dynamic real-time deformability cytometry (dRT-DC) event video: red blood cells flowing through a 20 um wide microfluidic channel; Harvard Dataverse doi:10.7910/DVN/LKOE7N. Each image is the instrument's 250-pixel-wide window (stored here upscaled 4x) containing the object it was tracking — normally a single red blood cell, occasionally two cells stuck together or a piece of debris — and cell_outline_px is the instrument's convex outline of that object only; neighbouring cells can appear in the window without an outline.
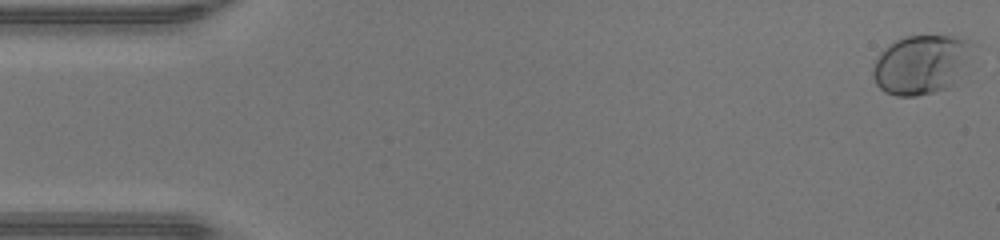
{"species": "human", "species_latin": "Homo sapiens", "temperature_condition": "warm", "stored_images_in_passage": 48, "camera_frame_rate_fps": 3000, "um_per_image_px": 0.085, "donor": {"sex": "male"}, "frame": {"image": 1, "passage_image": 1, "time_ms": 0.0, "image_size_px": [1000, 240], "cell_outline_px": [[980, 44], [968, 72], [948, 88], [916, 96], [896, 96], [884, 92], [876, 84], [872, 76], [872, 68], [880, 52], [884, 48], [896, 40], [904, 36], [964, 36]], "centroid_in_image_um": [78.47, 5.45], "position_along_channel_um": 6.5, "area_um2": 36.13}}
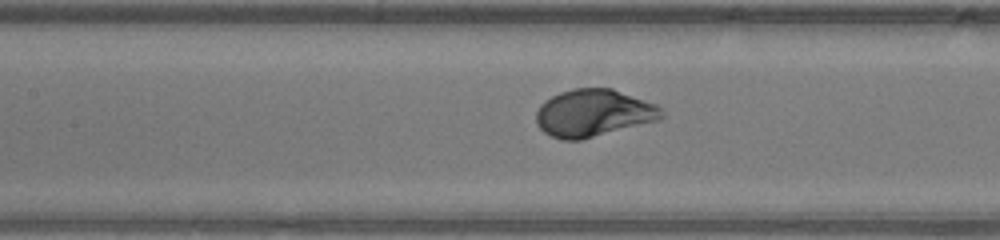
{"frame": {"image": 2, "passage_image": 22, "time_ms": 7.0, "image_size_px": [1000, 240], "cell_outline_px": [[664, 116], [660, 120], [580, 140], [560, 140], [544, 132], [536, 124], [536, 112], [540, 104], [544, 100], [560, 92], [572, 88], [612, 88], [656, 104], [664, 112]], "centroid_in_image_um": [50.44, 9.61], "position_along_channel_um": 157.0, "area_um2": 34.74}}
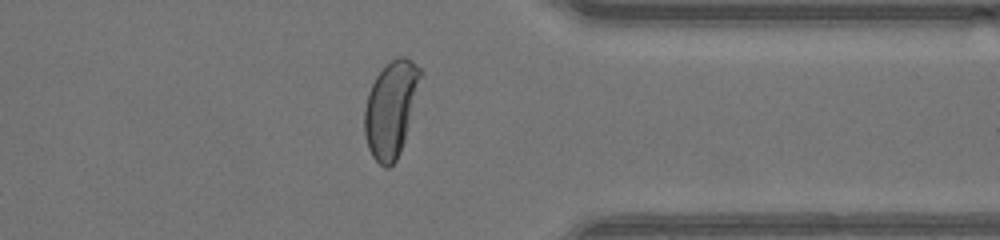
{"frame": {"image": 3, "passage_image": 38, "time_ms": 12.333, "image_size_px": [1000, 240], "cell_outline_px": [[424, 76], [404, 140], [400, 152], [396, 160], [388, 168], [384, 168], [372, 156], [368, 148], [364, 132], [364, 108], [368, 92], [376, 76], [392, 60], [400, 56], [404, 56], [412, 60], [424, 72]], "centroid_in_image_um": [33.25, 9.23], "position_along_channel_um": 378.1, "area_um2": 31.5}, "authors_computed_cell_mechanics": {"area_um2": 33.8997, "velocity_mm_per_s": 4.3174, "shape_relaxation_time_tau1_ms": 2.1549, "shape_relaxation_time_tau2_ms": null, "deformation_change_tau1": 0.1826, "deformation_change_tau2": null}}